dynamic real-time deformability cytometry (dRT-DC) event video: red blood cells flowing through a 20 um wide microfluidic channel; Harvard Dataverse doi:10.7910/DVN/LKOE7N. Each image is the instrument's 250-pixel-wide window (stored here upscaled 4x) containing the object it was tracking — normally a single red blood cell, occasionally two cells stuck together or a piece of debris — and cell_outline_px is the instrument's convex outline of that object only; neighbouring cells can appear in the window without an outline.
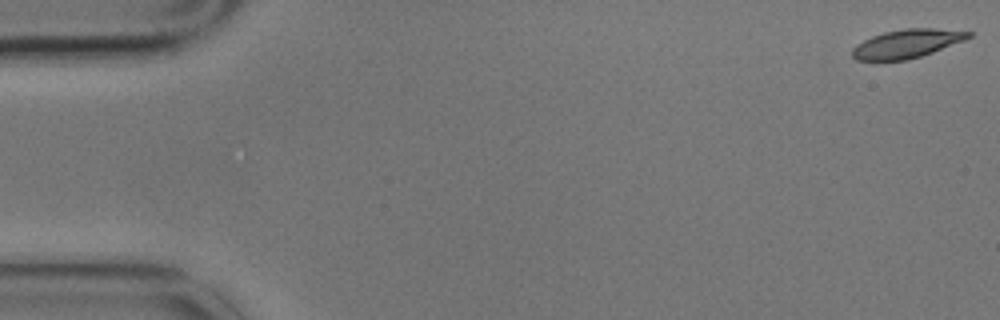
{"species": "common noctule bat (a hibernating species)", "species_latin": "Nyctalus noctula", "temperature_condition": "cold", "stored_images_in_passage": 8, "camera_frame_rate_fps": 3000, "um_per_image_px": 0.085, "animal": {"sex": "male", "body_mass_g": 17.9}, "frame": {"image": 1, "passage_image": 1, "time_ms": 0.0, "image_size_px": [1000, 320], "cell_outline_px": [[972, 36], [964, 40], [932, 52], [908, 60], [876, 64], [856, 60], [852, 56], [852, 48], [856, 44], [872, 36], [884, 32], [904, 28], [932, 28], [972, 32]], "centroid_in_image_um": [76.97, 3.76], "position_along_channel_um": 8.0, "area_um2": 19.94}}